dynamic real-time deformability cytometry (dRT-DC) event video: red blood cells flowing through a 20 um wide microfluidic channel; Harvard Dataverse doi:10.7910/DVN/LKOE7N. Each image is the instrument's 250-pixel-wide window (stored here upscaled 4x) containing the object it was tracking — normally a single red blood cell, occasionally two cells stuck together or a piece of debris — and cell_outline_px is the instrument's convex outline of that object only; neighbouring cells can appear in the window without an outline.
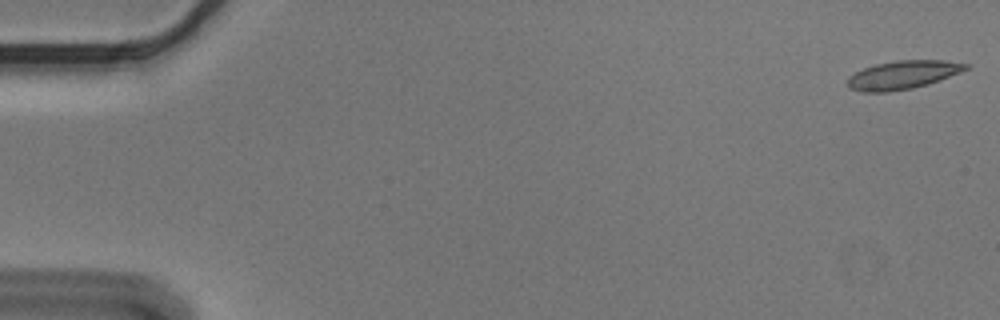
{"species": "Egyptian fruit bat (a non-hibernating species)", "species_latin": "Rousettus aegyptiacus", "temperature_condition": "cold", "stored_images_in_passage": 5, "camera_frame_rate_fps": 3000, "um_per_image_px": 0.085, "animal": {"sex": "male"}, "frame": {"image": 1, "passage_image": 1, "time_ms": 0.0, "image_size_px": [1000, 320], "cell_outline_px": [[972, 64], [968, 68], [960, 72], [928, 84], [912, 88], [888, 92], [864, 92], [848, 88], [848, 76], [864, 68], [876, 64], [896, 60], [944, 60]], "centroid_in_image_um": [76.74, 6.36], "position_along_channel_um": 8.3, "area_um2": 19.54}}
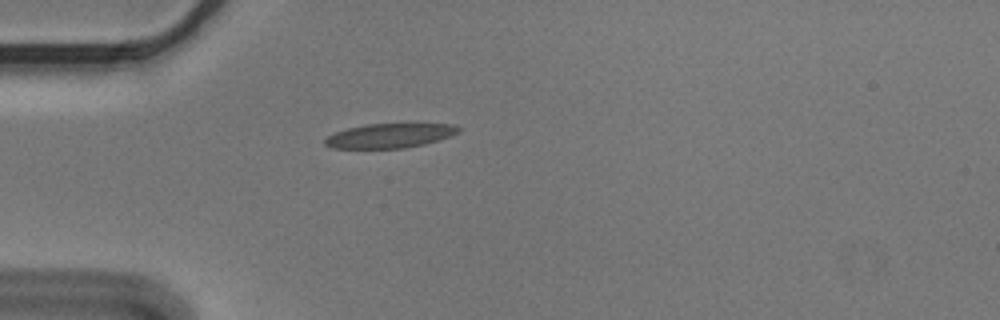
{"frame": {"image": 2, "passage_image": 5, "time_ms": 1.333, "image_size_px": [1000, 320], "cell_outline_px": [[460, 132], [452, 136], [440, 140], [424, 144], [404, 148], [332, 148], [324, 144], [324, 140], [328, 136], [336, 132], [348, 128], [364, 124], [452, 124], [460, 128]], "centroid_in_image_um": [33.15, 11.53], "position_along_channel_um": 51.8, "area_um2": 18.96}}